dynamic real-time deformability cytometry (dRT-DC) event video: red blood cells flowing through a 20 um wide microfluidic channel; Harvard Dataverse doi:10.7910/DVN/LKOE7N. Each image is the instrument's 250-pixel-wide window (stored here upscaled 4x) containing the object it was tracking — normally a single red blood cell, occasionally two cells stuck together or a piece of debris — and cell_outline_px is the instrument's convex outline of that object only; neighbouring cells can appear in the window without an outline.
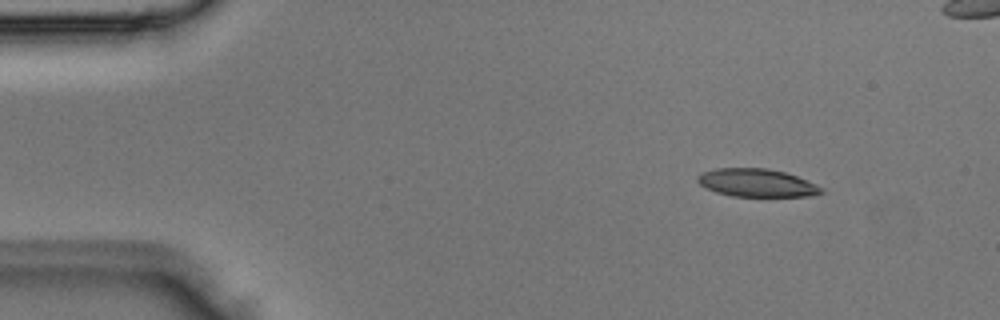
{"species": "Egyptian fruit bat (a non-hibernating species)", "species_latin": "Rousettus aegyptiacus", "temperature_condition": "room temperature", "stored_images_in_passage": 2, "camera_frame_rate_fps": 3000, "um_per_image_px": 0.085, "animal": {"sex": "male"}, "frame": {"image": 1, "passage_image": 1, "time_ms": 0.0, "image_size_px": [1000, 320], "cell_outline_px": [[824, 192], [812, 196], [732, 196], [716, 192], [700, 184], [696, 180], [696, 176], [704, 172], [716, 168], [768, 168], [784, 172], [796, 176], [816, 184], [824, 188]], "centroid_in_image_um": [64.34, 15.54], "position_along_channel_um": 20.7, "area_um2": 20.11}}